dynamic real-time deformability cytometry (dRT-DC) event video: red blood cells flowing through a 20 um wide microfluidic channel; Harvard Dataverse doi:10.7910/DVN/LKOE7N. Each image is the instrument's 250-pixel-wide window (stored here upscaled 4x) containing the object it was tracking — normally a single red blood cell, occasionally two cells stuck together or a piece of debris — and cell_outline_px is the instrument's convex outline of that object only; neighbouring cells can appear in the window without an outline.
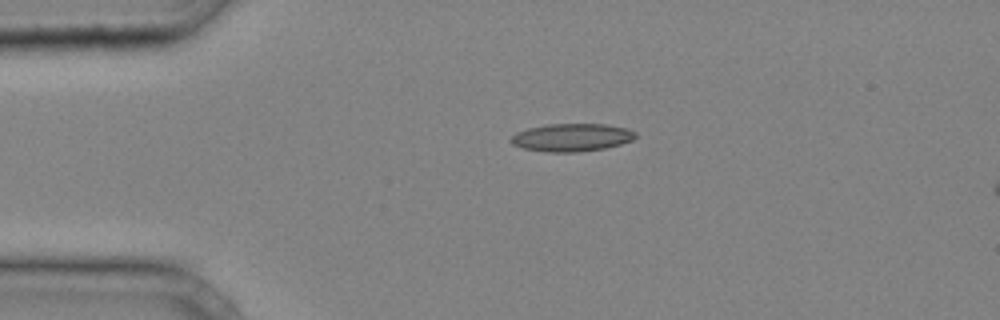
{"species": "common noctule bat (a hibernating species)", "species_latin": "Nyctalus noctula", "temperature_condition": "cold", "stored_images_in_passage": 30, "camera_frame_rate_fps": 3000, "um_per_image_px": 0.085, "animal": {"sex": "male", "body_mass_g": 20.4}, "frame": {"image": 1, "passage_image": 1, "time_ms": 0.0, "image_size_px": [1000, 320], "cell_outline_px": [[636, 136], [632, 140], [620, 144], [604, 148], [576, 152], [548, 152], [524, 148], [512, 144], [508, 140], [516, 132], [528, 128], [544, 124], [604, 124], [628, 128], [636, 132]], "centroid_in_image_um": [48.58, 11.67], "position_along_channel_um": 36.4, "area_um2": 20.23}}
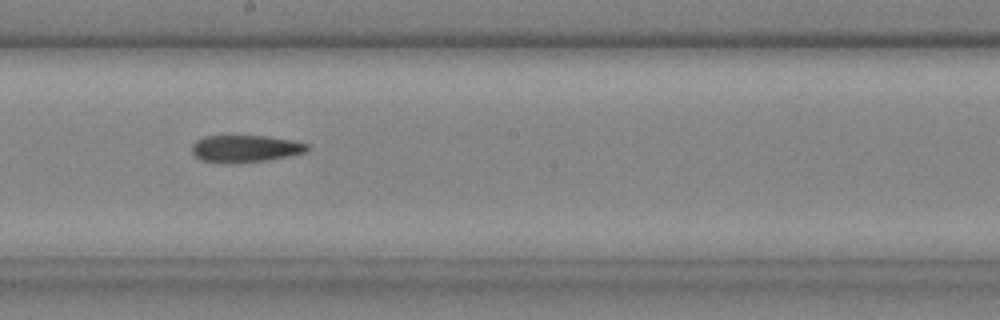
{"frame": {"image": 2, "passage_image": 15, "time_ms": 4.667, "image_size_px": [1000, 320], "cell_outline_px": [[308, 152], [268, 160], [200, 160], [192, 152], [192, 144], [196, 140], [204, 136], [268, 136], [292, 140], [308, 144]], "centroid_in_image_um": [20.91, 12.58], "position_along_channel_um": 227.3, "area_um2": 17.4}}
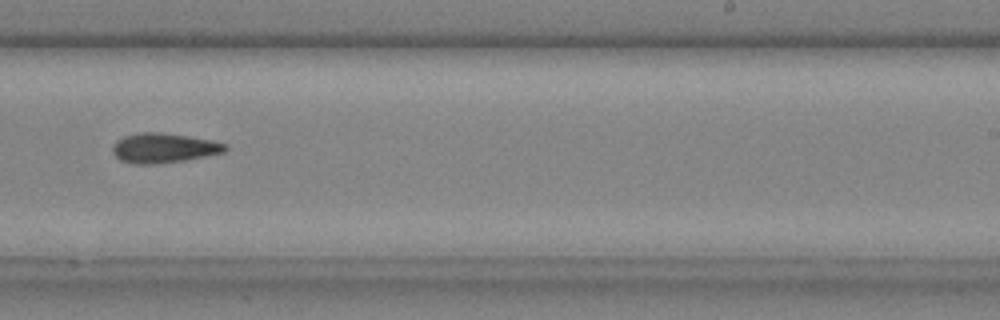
{"frame": {"image": 3, "passage_image": 18, "time_ms": 5.667, "image_size_px": [1000, 320], "cell_outline_px": [[228, 148], [224, 152], [184, 160], [156, 164], [132, 164], [120, 160], [112, 152], [112, 148], [116, 140], [124, 136], [140, 132], [160, 132], [188, 136], [212, 140], [228, 144]], "centroid_in_image_um": [13.9, 12.57], "position_along_channel_um": 275.1, "area_um2": 19.54}}